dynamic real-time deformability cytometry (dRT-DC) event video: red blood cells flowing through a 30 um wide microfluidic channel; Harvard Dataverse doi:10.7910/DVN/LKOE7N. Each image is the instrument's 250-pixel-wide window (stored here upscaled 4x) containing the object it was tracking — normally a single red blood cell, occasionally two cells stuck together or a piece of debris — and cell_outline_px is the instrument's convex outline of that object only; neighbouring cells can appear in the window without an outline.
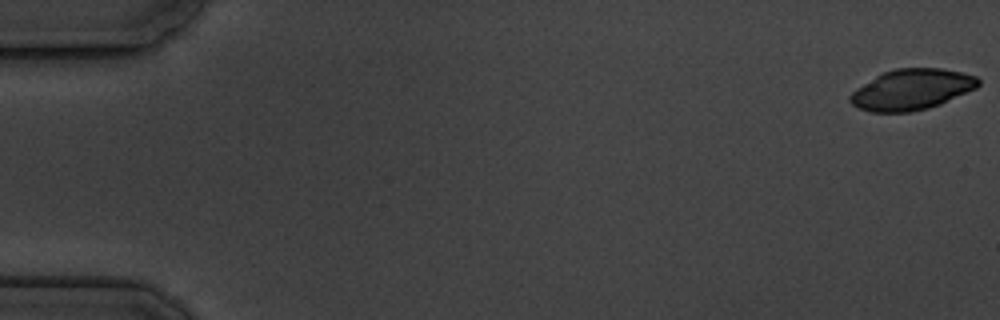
{"species": "common noctule bat (a hibernating species)", "species_latin": "Nyctalus noctula", "temperature_condition": "cold", "stored_images_in_passage": 3, "camera_frame_rate_fps": 3000, "um_per_image_px": 0.085, "animal": {"sex": "male", "body_mass_g": 19.5, "forearm_length_mm": 54.6}, "frame": {"image": 1, "passage_image": 1, "time_ms": 0.0, "image_size_px": [1000, 320], "cell_outline_px": [[980, 84], [976, 88], [940, 104], [928, 108], [912, 112], [872, 112], [860, 108], [852, 104], [848, 100], [848, 96], [856, 88], [876, 76], [884, 72], [896, 68], [940, 68], [960, 72], [976, 76], [980, 80]], "centroid_in_image_um": [77.48, 7.61], "position_along_channel_um": 7.5, "area_um2": 30.29}}